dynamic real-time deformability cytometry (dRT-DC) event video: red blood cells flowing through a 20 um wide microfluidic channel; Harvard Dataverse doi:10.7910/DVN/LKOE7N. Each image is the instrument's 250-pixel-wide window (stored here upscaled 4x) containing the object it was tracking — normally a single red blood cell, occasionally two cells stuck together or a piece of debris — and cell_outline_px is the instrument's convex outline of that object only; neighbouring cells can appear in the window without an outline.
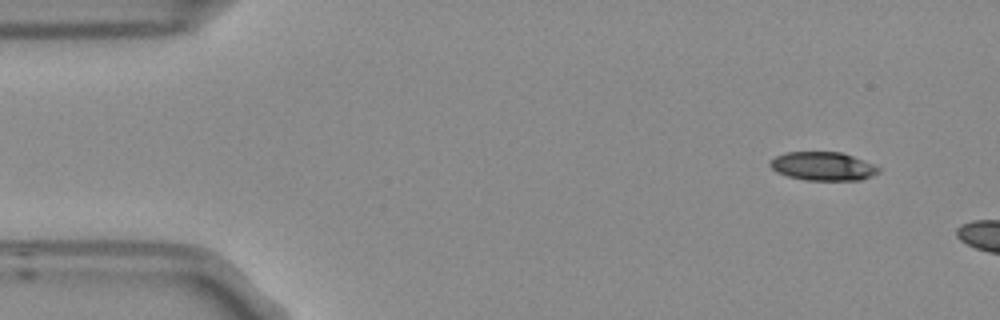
{"species": "Egyptian fruit bat (a non-hibernating species)", "species_latin": "Rousettus aegyptiacus", "temperature_condition": "room temperature", "stored_images_in_passage": 3, "camera_frame_rate_fps": 3000, "um_per_image_px": 0.085, "frame": {"image": 1, "passage_image": 1, "time_ms": 0.0, "image_size_px": [1000, 320], "cell_outline_px": [[880, 172], [872, 176], [860, 180], [804, 180], [788, 176], [776, 172], [768, 164], [768, 160], [784, 152], [840, 152], [852, 156], [872, 164], [880, 168]], "centroid_in_image_um": [69.9, 14.13], "position_along_channel_um": 15.1, "area_um2": 18.09}}